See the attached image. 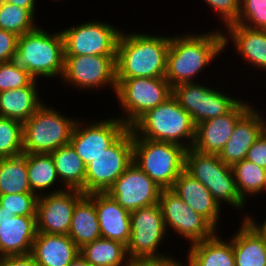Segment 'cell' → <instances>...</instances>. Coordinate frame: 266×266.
Masks as SVG:
<instances>
[{
    "instance_id": "8",
    "label": "cell",
    "mask_w": 266,
    "mask_h": 266,
    "mask_svg": "<svg viewBox=\"0 0 266 266\" xmlns=\"http://www.w3.org/2000/svg\"><path fill=\"white\" fill-rule=\"evenodd\" d=\"M116 80L115 94L123 111V116L118 115L117 118L128 128L147 111L164 103L172 96V87L165 77Z\"/></svg>"
},
{
    "instance_id": "25",
    "label": "cell",
    "mask_w": 266,
    "mask_h": 266,
    "mask_svg": "<svg viewBox=\"0 0 266 266\" xmlns=\"http://www.w3.org/2000/svg\"><path fill=\"white\" fill-rule=\"evenodd\" d=\"M218 234L189 245L183 266H235L231 239L224 241Z\"/></svg>"
},
{
    "instance_id": "39",
    "label": "cell",
    "mask_w": 266,
    "mask_h": 266,
    "mask_svg": "<svg viewBox=\"0 0 266 266\" xmlns=\"http://www.w3.org/2000/svg\"><path fill=\"white\" fill-rule=\"evenodd\" d=\"M221 18L225 27L237 21L240 11V0H204Z\"/></svg>"
},
{
    "instance_id": "24",
    "label": "cell",
    "mask_w": 266,
    "mask_h": 266,
    "mask_svg": "<svg viewBox=\"0 0 266 266\" xmlns=\"http://www.w3.org/2000/svg\"><path fill=\"white\" fill-rule=\"evenodd\" d=\"M80 249L68 235L38 233L30 255L38 266H69Z\"/></svg>"
},
{
    "instance_id": "26",
    "label": "cell",
    "mask_w": 266,
    "mask_h": 266,
    "mask_svg": "<svg viewBox=\"0 0 266 266\" xmlns=\"http://www.w3.org/2000/svg\"><path fill=\"white\" fill-rule=\"evenodd\" d=\"M38 80L28 86L0 92V116L24 123L44 104L39 97Z\"/></svg>"
},
{
    "instance_id": "9",
    "label": "cell",
    "mask_w": 266,
    "mask_h": 266,
    "mask_svg": "<svg viewBox=\"0 0 266 266\" xmlns=\"http://www.w3.org/2000/svg\"><path fill=\"white\" fill-rule=\"evenodd\" d=\"M130 222V239L126 246L129 258H175L159 253V246L168 234L159 203L131 211Z\"/></svg>"
},
{
    "instance_id": "12",
    "label": "cell",
    "mask_w": 266,
    "mask_h": 266,
    "mask_svg": "<svg viewBox=\"0 0 266 266\" xmlns=\"http://www.w3.org/2000/svg\"><path fill=\"white\" fill-rule=\"evenodd\" d=\"M61 79L69 87L79 90L111 87L114 95L117 86L116 56L79 55L64 56Z\"/></svg>"
},
{
    "instance_id": "19",
    "label": "cell",
    "mask_w": 266,
    "mask_h": 266,
    "mask_svg": "<svg viewBox=\"0 0 266 266\" xmlns=\"http://www.w3.org/2000/svg\"><path fill=\"white\" fill-rule=\"evenodd\" d=\"M36 234V216L0 212V258L29 255Z\"/></svg>"
},
{
    "instance_id": "16",
    "label": "cell",
    "mask_w": 266,
    "mask_h": 266,
    "mask_svg": "<svg viewBox=\"0 0 266 266\" xmlns=\"http://www.w3.org/2000/svg\"><path fill=\"white\" fill-rule=\"evenodd\" d=\"M162 189L135 162L116 179L107 191L128 211L148 207L159 202Z\"/></svg>"
},
{
    "instance_id": "4",
    "label": "cell",
    "mask_w": 266,
    "mask_h": 266,
    "mask_svg": "<svg viewBox=\"0 0 266 266\" xmlns=\"http://www.w3.org/2000/svg\"><path fill=\"white\" fill-rule=\"evenodd\" d=\"M130 128L133 137L172 142L187 149L193 146L195 140L196 126L191 115L173 96L147 111Z\"/></svg>"
},
{
    "instance_id": "15",
    "label": "cell",
    "mask_w": 266,
    "mask_h": 266,
    "mask_svg": "<svg viewBox=\"0 0 266 266\" xmlns=\"http://www.w3.org/2000/svg\"><path fill=\"white\" fill-rule=\"evenodd\" d=\"M93 122L87 124L76 118L69 141L86 166L128 129L117 117L99 119L97 122ZM82 123L86 124L83 125Z\"/></svg>"
},
{
    "instance_id": "21",
    "label": "cell",
    "mask_w": 266,
    "mask_h": 266,
    "mask_svg": "<svg viewBox=\"0 0 266 266\" xmlns=\"http://www.w3.org/2000/svg\"><path fill=\"white\" fill-rule=\"evenodd\" d=\"M265 117L252 107L234 127L233 133L218 157L228 166L246 159L248 150L265 130Z\"/></svg>"
},
{
    "instance_id": "5",
    "label": "cell",
    "mask_w": 266,
    "mask_h": 266,
    "mask_svg": "<svg viewBox=\"0 0 266 266\" xmlns=\"http://www.w3.org/2000/svg\"><path fill=\"white\" fill-rule=\"evenodd\" d=\"M186 151L176 143L133 137V162L161 189H171L185 170Z\"/></svg>"
},
{
    "instance_id": "18",
    "label": "cell",
    "mask_w": 266,
    "mask_h": 266,
    "mask_svg": "<svg viewBox=\"0 0 266 266\" xmlns=\"http://www.w3.org/2000/svg\"><path fill=\"white\" fill-rule=\"evenodd\" d=\"M253 105L240 100L228 113L206 120L195 129L192 148L202 153L219 154L230 139L236 123Z\"/></svg>"
},
{
    "instance_id": "11",
    "label": "cell",
    "mask_w": 266,
    "mask_h": 266,
    "mask_svg": "<svg viewBox=\"0 0 266 266\" xmlns=\"http://www.w3.org/2000/svg\"><path fill=\"white\" fill-rule=\"evenodd\" d=\"M64 40V56H116L120 29L97 20L60 30Z\"/></svg>"
},
{
    "instance_id": "44",
    "label": "cell",
    "mask_w": 266,
    "mask_h": 266,
    "mask_svg": "<svg viewBox=\"0 0 266 266\" xmlns=\"http://www.w3.org/2000/svg\"><path fill=\"white\" fill-rule=\"evenodd\" d=\"M243 220L252 228V230L264 241L266 244V217L262 223L256 221L251 215H244Z\"/></svg>"
},
{
    "instance_id": "40",
    "label": "cell",
    "mask_w": 266,
    "mask_h": 266,
    "mask_svg": "<svg viewBox=\"0 0 266 266\" xmlns=\"http://www.w3.org/2000/svg\"><path fill=\"white\" fill-rule=\"evenodd\" d=\"M246 160L266 169V130L261 133L248 150Z\"/></svg>"
},
{
    "instance_id": "1",
    "label": "cell",
    "mask_w": 266,
    "mask_h": 266,
    "mask_svg": "<svg viewBox=\"0 0 266 266\" xmlns=\"http://www.w3.org/2000/svg\"><path fill=\"white\" fill-rule=\"evenodd\" d=\"M193 33L170 35L165 79L172 88L178 84L196 82L198 73L205 70L206 65L211 64L220 52H224L222 30L213 29L199 35Z\"/></svg>"
},
{
    "instance_id": "34",
    "label": "cell",
    "mask_w": 266,
    "mask_h": 266,
    "mask_svg": "<svg viewBox=\"0 0 266 266\" xmlns=\"http://www.w3.org/2000/svg\"><path fill=\"white\" fill-rule=\"evenodd\" d=\"M34 20L29 9L0 0V29L22 36L38 27Z\"/></svg>"
},
{
    "instance_id": "28",
    "label": "cell",
    "mask_w": 266,
    "mask_h": 266,
    "mask_svg": "<svg viewBox=\"0 0 266 266\" xmlns=\"http://www.w3.org/2000/svg\"><path fill=\"white\" fill-rule=\"evenodd\" d=\"M230 238L235 266H266V244L243 219Z\"/></svg>"
},
{
    "instance_id": "14",
    "label": "cell",
    "mask_w": 266,
    "mask_h": 266,
    "mask_svg": "<svg viewBox=\"0 0 266 266\" xmlns=\"http://www.w3.org/2000/svg\"><path fill=\"white\" fill-rule=\"evenodd\" d=\"M158 203L167 232L168 230L175 231L177 235L189 240L190 245L210 238L218 231L205 217L185 204L171 189H162Z\"/></svg>"
},
{
    "instance_id": "38",
    "label": "cell",
    "mask_w": 266,
    "mask_h": 266,
    "mask_svg": "<svg viewBox=\"0 0 266 266\" xmlns=\"http://www.w3.org/2000/svg\"><path fill=\"white\" fill-rule=\"evenodd\" d=\"M34 78L9 61L0 63V92L28 86Z\"/></svg>"
},
{
    "instance_id": "22",
    "label": "cell",
    "mask_w": 266,
    "mask_h": 266,
    "mask_svg": "<svg viewBox=\"0 0 266 266\" xmlns=\"http://www.w3.org/2000/svg\"><path fill=\"white\" fill-rule=\"evenodd\" d=\"M223 32L224 49L232 41L235 53L261 71H266V29H253L239 24H229ZM230 36V38H229ZM229 39V40H228Z\"/></svg>"
},
{
    "instance_id": "29",
    "label": "cell",
    "mask_w": 266,
    "mask_h": 266,
    "mask_svg": "<svg viewBox=\"0 0 266 266\" xmlns=\"http://www.w3.org/2000/svg\"><path fill=\"white\" fill-rule=\"evenodd\" d=\"M60 183L66 189L81 190L85 194L86 165L70 144L50 153Z\"/></svg>"
},
{
    "instance_id": "32",
    "label": "cell",
    "mask_w": 266,
    "mask_h": 266,
    "mask_svg": "<svg viewBox=\"0 0 266 266\" xmlns=\"http://www.w3.org/2000/svg\"><path fill=\"white\" fill-rule=\"evenodd\" d=\"M33 193L27 172V154L0 158V195Z\"/></svg>"
},
{
    "instance_id": "36",
    "label": "cell",
    "mask_w": 266,
    "mask_h": 266,
    "mask_svg": "<svg viewBox=\"0 0 266 266\" xmlns=\"http://www.w3.org/2000/svg\"><path fill=\"white\" fill-rule=\"evenodd\" d=\"M37 200L35 193L0 195V212L15 216H36Z\"/></svg>"
},
{
    "instance_id": "42",
    "label": "cell",
    "mask_w": 266,
    "mask_h": 266,
    "mask_svg": "<svg viewBox=\"0 0 266 266\" xmlns=\"http://www.w3.org/2000/svg\"><path fill=\"white\" fill-rule=\"evenodd\" d=\"M126 266H183V261L178 258H159V259H132L129 258Z\"/></svg>"
},
{
    "instance_id": "13",
    "label": "cell",
    "mask_w": 266,
    "mask_h": 266,
    "mask_svg": "<svg viewBox=\"0 0 266 266\" xmlns=\"http://www.w3.org/2000/svg\"><path fill=\"white\" fill-rule=\"evenodd\" d=\"M172 96L191 115L195 126L225 115L241 100L200 82L178 84L172 88Z\"/></svg>"
},
{
    "instance_id": "37",
    "label": "cell",
    "mask_w": 266,
    "mask_h": 266,
    "mask_svg": "<svg viewBox=\"0 0 266 266\" xmlns=\"http://www.w3.org/2000/svg\"><path fill=\"white\" fill-rule=\"evenodd\" d=\"M233 24L266 29V0H240L239 17Z\"/></svg>"
},
{
    "instance_id": "3",
    "label": "cell",
    "mask_w": 266,
    "mask_h": 266,
    "mask_svg": "<svg viewBox=\"0 0 266 266\" xmlns=\"http://www.w3.org/2000/svg\"><path fill=\"white\" fill-rule=\"evenodd\" d=\"M34 78H57L64 70V40L61 31L48 33L42 27L18 37L17 49L10 60Z\"/></svg>"
},
{
    "instance_id": "45",
    "label": "cell",
    "mask_w": 266,
    "mask_h": 266,
    "mask_svg": "<svg viewBox=\"0 0 266 266\" xmlns=\"http://www.w3.org/2000/svg\"><path fill=\"white\" fill-rule=\"evenodd\" d=\"M2 1L29 9L35 15V10H36L35 4L37 0H2Z\"/></svg>"
},
{
    "instance_id": "6",
    "label": "cell",
    "mask_w": 266,
    "mask_h": 266,
    "mask_svg": "<svg viewBox=\"0 0 266 266\" xmlns=\"http://www.w3.org/2000/svg\"><path fill=\"white\" fill-rule=\"evenodd\" d=\"M185 171L207 187L219 206L226 202L237 210L245 208L247 203L238 193L232 168L218 154L202 153L192 147L187 149Z\"/></svg>"
},
{
    "instance_id": "35",
    "label": "cell",
    "mask_w": 266,
    "mask_h": 266,
    "mask_svg": "<svg viewBox=\"0 0 266 266\" xmlns=\"http://www.w3.org/2000/svg\"><path fill=\"white\" fill-rule=\"evenodd\" d=\"M23 154V123L0 116V158Z\"/></svg>"
},
{
    "instance_id": "7",
    "label": "cell",
    "mask_w": 266,
    "mask_h": 266,
    "mask_svg": "<svg viewBox=\"0 0 266 266\" xmlns=\"http://www.w3.org/2000/svg\"><path fill=\"white\" fill-rule=\"evenodd\" d=\"M45 103L23 123V154H50L69 144L76 120Z\"/></svg>"
},
{
    "instance_id": "17",
    "label": "cell",
    "mask_w": 266,
    "mask_h": 266,
    "mask_svg": "<svg viewBox=\"0 0 266 266\" xmlns=\"http://www.w3.org/2000/svg\"><path fill=\"white\" fill-rule=\"evenodd\" d=\"M83 195L81 190L65 189L57 193L38 196L37 232L68 235L74 208Z\"/></svg>"
},
{
    "instance_id": "27",
    "label": "cell",
    "mask_w": 266,
    "mask_h": 266,
    "mask_svg": "<svg viewBox=\"0 0 266 266\" xmlns=\"http://www.w3.org/2000/svg\"><path fill=\"white\" fill-rule=\"evenodd\" d=\"M68 236L79 249L101 238L96 208L87 194H84L76 203Z\"/></svg>"
},
{
    "instance_id": "46",
    "label": "cell",
    "mask_w": 266,
    "mask_h": 266,
    "mask_svg": "<svg viewBox=\"0 0 266 266\" xmlns=\"http://www.w3.org/2000/svg\"><path fill=\"white\" fill-rule=\"evenodd\" d=\"M69 266H92L80 254L70 263Z\"/></svg>"
},
{
    "instance_id": "33",
    "label": "cell",
    "mask_w": 266,
    "mask_h": 266,
    "mask_svg": "<svg viewBox=\"0 0 266 266\" xmlns=\"http://www.w3.org/2000/svg\"><path fill=\"white\" fill-rule=\"evenodd\" d=\"M236 187L241 198L247 203V197L258 196L266 191V169L246 159L232 167Z\"/></svg>"
},
{
    "instance_id": "30",
    "label": "cell",
    "mask_w": 266,
    "mask_h": 266,
    "mask_svg": "<svg viewBox=\"0 0 266 266\" xmlns=\"http://www.w3.org/2000/svg\"><path fill=\"white\" fill-rule=\"evenodd\" d=\"M27 172L31 191L37 196L47 194L46 189L50 188L51 191L48 193H57L66 189L64 186L54 187V184L57 185L60 181L50 154H27Z\"/></svg>"
},
{
    "instance_id": "43",
    "label": "cell",
    "mask_w": 266,
    "mask_h": 266,
    "mask_svg": "<svg viewBox=\"0 0 266 266\" xmlns=\"http://www.w3.org/2000/svg\"><path fill=\"white\" fill-rule=\"evenodd\" d=\"M0 266H38L33 257L29 255L8 256L0 258Z\"/></svg>"
},
{
    "instance_id": "23",
    "label": "cell",
    "mask_w": 266,
    "mask_h": 266,
    "mask_svg": "<svg viewBox=\"0 0 266 266\" xmlns=\"http://www.w3.org/2000/svg\"><path fill=\"white\" fill-rule=\"evenodd\" d=\"M171 190L178 195L185 204L193 211L205 217L216 229L220 224L222 213L219 204L214 200L212 194L200 181L192 177L185 170L179 175Z\"/></svg>"
},
{
    "instance_id": "31",
    "label": "cell",
    "mask_w": 266,
    "mask_h": 266,
    "mask_svg": "<svg viewBox=\"0 0 266 266\" xmlns=\"http://www.w3.org/2000/svg\"><path fill=\"white\" fill-rule=\"evenodd\" d=\"M80 255L92 266H126V246L118 241L99 238L80 248Z\"/></svg>"
},
{
    "instance_id": "41",
    "label": "cell",
    "mask_w": 266,
    "mask_h": 266,
    "mask_svg": "<svg viewBox=\"0 0 266 266\" xmlns=\"http://www.w3.org/2000/svg\"><path fill=\"white\" fill-rule=\"evenodd\" d=\"M18 37L12 32L0 29V63L10 60L17 49Z\"/></svg>"
},
{
    "instance_id": "10",
    "label": "cell",
    "mask_w": 266,
    "mask_h": 266,
    "mask_svg": "<svg viewBox=\"0 0 266 266\" xmlns=\"http://www.w3.org/2000/svg\"><path fill=\"white\" fill-rule=\"evenodd\" d=\"M133 162V132L128 128L86 166L85 194L107 192Z\"/></svg>"
},
{
    "instance_id": "2",
    "label": "cell",
    "mask_w": 266,
    "mask_h": 266,
    "mask_svg": "<svg viewBox=\"0 0 266 266\" xmlns=\"http://www.w3.org/2000/svg\"><path fill=\"white\" fill-rule=\"evenodd\" d=\"M125 33L121 31L117 44L116 79L165 77L170 37Z\"/></svg>"
},
{
    "instance_id": "20",
    "label": "cell",
    "mask_w": 266,
    "mask_h": 266,
    "mask_svg": "<svg viewBox=\"0 0 266 266\" xmlns=\"http://www.w3.org/2000/svg\"><path fill=\"white\" fill-rule=\"evenodd\" d=\"M94 202L101 238L118 241L127 246L130 239L131 212L122 208L107 192L87 194Z\"/></svg>"
}]
</instances>
